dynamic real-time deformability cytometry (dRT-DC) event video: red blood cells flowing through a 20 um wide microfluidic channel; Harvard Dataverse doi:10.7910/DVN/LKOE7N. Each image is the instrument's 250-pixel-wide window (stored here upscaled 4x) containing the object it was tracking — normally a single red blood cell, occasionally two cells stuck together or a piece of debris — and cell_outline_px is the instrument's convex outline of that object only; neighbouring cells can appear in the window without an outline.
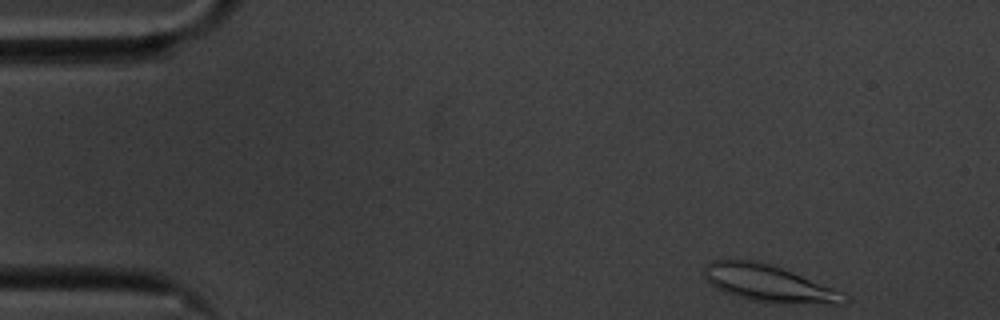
{"species": "common noctule bat (a hibernating species)", "species_latin": "Nyctalus noctula", "temperature_condition": "cold", "stored_images_in_passage": 52, "camera_frame_rate_fps": 3000, "um_per_image_px": 0.085, "animal": {"sex": "male", "body_mass_g": 20.1, "forearm_length_mm": 53.5}, "frame": {"image": 1, "passage_image": 1, "time_ms": 0.0, "image_size_px": [1000, 320], "cell_outline_px": [[848, 300], [844, 304], [824, 304], [748, 300], [716, 288], [704, 276], [704, 268], [712, 260], [756, 260], [772, 264], [832, 288], [848, 296]], "centroid_in_image_um": [65.33, 24.07], "position_along_channel_um": 19.7, "area_um2": 29.3}}
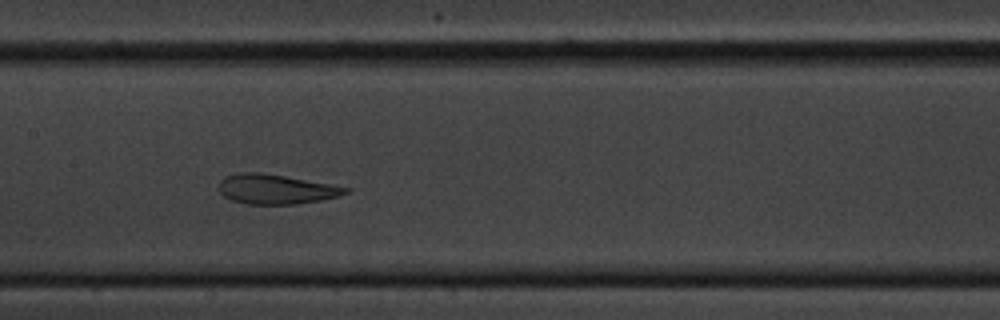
{"frame": {"image": 2, "passage_image": 23, "time_ms": 7.333, "image_size_px": [1000, 320], "cell_outline_px": [[352, 188], [348, 192], [340, 196], [320, 200], [296, 204], [248, 204], [232, 200], [224, 196], [220, 192], [220, 180], [224, 176], [240, 172], [260, 172], [284, 176]], "centroid_in_image_um": [23.45, 16.08], "position_along_channel_um": 184.0, "area_um2": 21.79}}
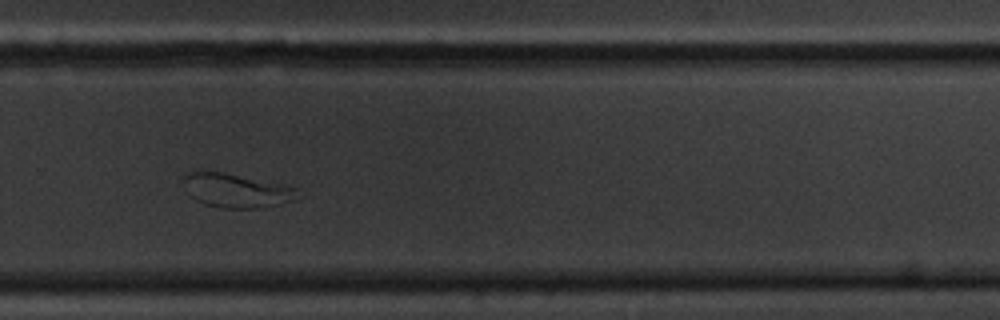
{"frame": {"image": 3, "passage_image": 34, "time_ms": 11.0, "image_size_px": [1000, 320], "cell_outline_px": [[304, 196], [296, 200], [280, 204], [256, 208], [220, 208], [204, 204], [196, 200], [192, 196], [184, 180], [184, 176], [192, 168], [224, 172], [288, 184], [296, 188]], "centroid_in_image_um": [20.17, 16.16], "position_along_channel_um": 309.6, "area_um2": 23.29}, "authors_computed_cell_mechanics": {"area_um2": 25.6632, "velocity_mm_per_s": 3.4541, "shape_relaxation_time_tau1_ms": 5.3419, "shape_relaxation_time_tau2_ms": 1.229, "deformation_change_tau1": 0.1957, "deformation_change_tau2": 0.0766}}